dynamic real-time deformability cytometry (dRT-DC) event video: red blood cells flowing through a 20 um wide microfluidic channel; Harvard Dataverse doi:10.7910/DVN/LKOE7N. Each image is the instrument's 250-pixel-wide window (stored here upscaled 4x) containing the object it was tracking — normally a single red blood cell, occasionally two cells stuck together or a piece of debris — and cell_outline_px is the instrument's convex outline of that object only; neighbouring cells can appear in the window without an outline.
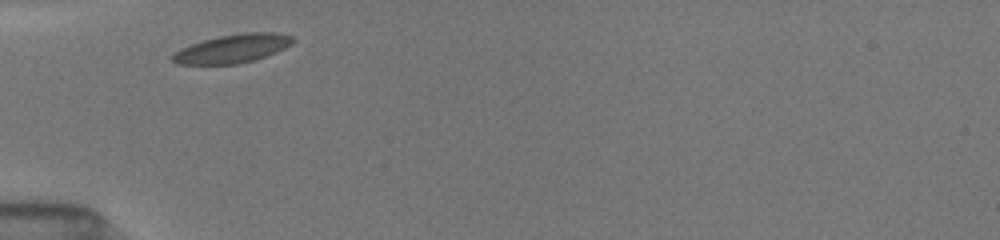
{"species": "common noctule bat (a hibernating species)", "species_latin": "Nyctalus noctula", "temperature_condition": "room temperature", "stored_images_in_passage": 29, "camera_frame_rate_fps": 3000, "um_per_image_px": 0.085, "animal": {"sex": "female", "body_mass_g": 19.5, "forearm_length_mm": 54.1}, "frame": {"image": 1, "passage_image": 1, "time_ms": 0.0, "image_size_px": [1000, 240], "cell_outline_px": [[296, 40], [292, 44], [276, 52], [252, 60], [236, 64], [176, 64], [172, 60], [172, 56], [180, 48], [204, 40], [220, 36], [244, 32], [276, 32], [292, 36]], "centroid_in_image_um": [19.79, 4.12], "position_along_channel_um": 65.2, "area_um2": 19.83}}
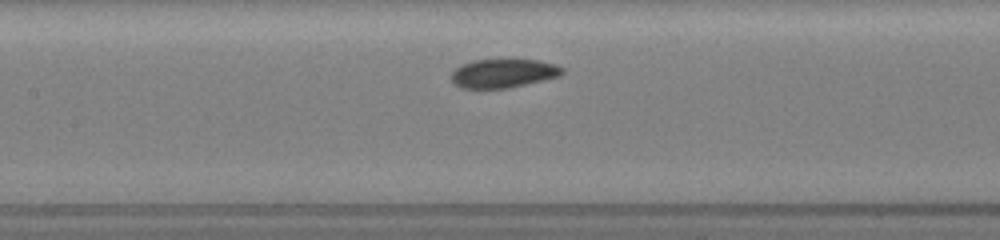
{"frame": {"image": 2, "passage_image": 9, "time_ms": 2.667, "image_size_px": [1000, 240], "cell_outline_px": [[564, 72], [560, 76], [508, 88], [460, 88], [452, 80], [452, 72], [456, 68], [472, 60], [504, 56], [540, 60], [556, 64], [564, 68]], "centroid_in_image_um": [42.82, 6.17], "position_along_channel_um": 164.6, "area_um2": 19.42}}
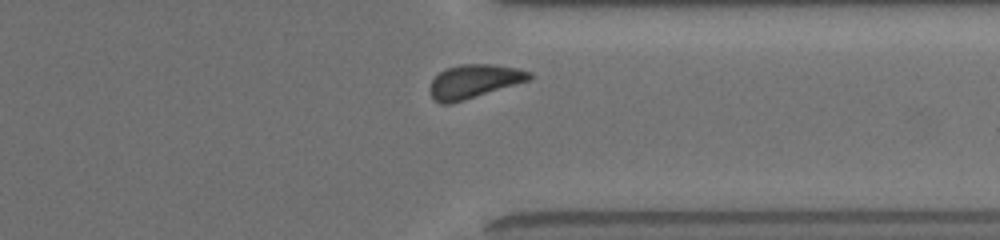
{"frame": {"image": 3, "passage_image": 26, "time_ms": 8.0, "image_size_px": [1000, 240], "cell_outline_px": [[532, 76], [528, 80], [452, 104], [440, 104], [432, 100], [428, 88], [432, 80], [440, 72], [448, 68], [460, 64], [492, 64], [516, 68], [532, 72]], "centroid_in_image_um": [40.23, 6.93], "position_along_channel_um": 371.2, "area_um2": 19.48}, "authors_computed_cell_mechanics": {"area_um2": 19.5364, "velocity_mm_per_s": 3.8704, "shape_relaxation_time_tau1_ms": 1.2287, "shape_relaxation_time_tau2_ms": null, "deformation_change_tau1": 0.0493, "deformation_change_tau2": null}}